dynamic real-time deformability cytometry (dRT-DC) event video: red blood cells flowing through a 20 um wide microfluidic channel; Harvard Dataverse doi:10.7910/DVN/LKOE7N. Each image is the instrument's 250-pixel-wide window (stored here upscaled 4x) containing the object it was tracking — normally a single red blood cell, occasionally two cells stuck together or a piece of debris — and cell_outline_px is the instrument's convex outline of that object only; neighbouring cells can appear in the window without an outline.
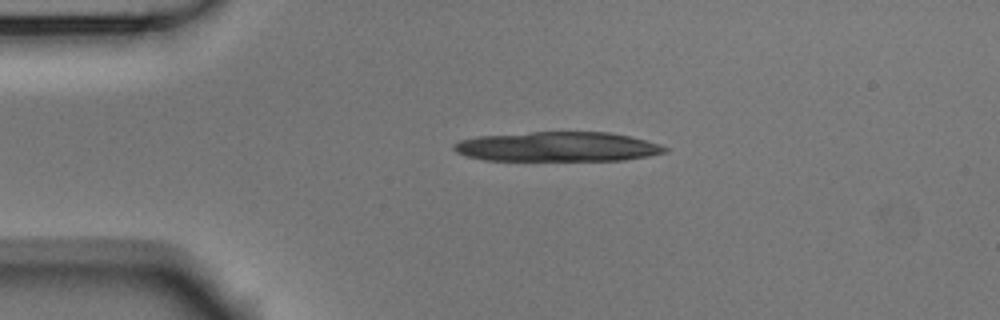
{"species": "Egyptian fruit bat (a non-hibernating species)", "species_latin": "Rousettus aegyptiacus", "temperature_condition": "room temperature", "stored_images_in_passage": 30, "camera_frame_rate_fps": 3000, "um_per_image_px": 0.085, "animal": {"sex": "male"}, "frame": {"image": 1, "passage_image": 1, "time_ms": 0.0, "image_size_px": [1000, 320], "cell_outline_px": [[668, 152], [648, 156], [624, 160], [484, 160], [468, 156], [456, 152], [452, 148], [452, 144], [460, 140], [476, 136], [532, 132], [608, 132], [632, 136], [660, 144], [668, 148]], "centroid_in_image_um": [47.41, 12.46], "position_along_channel_um": 37.6, "area_um2": 36.59}}